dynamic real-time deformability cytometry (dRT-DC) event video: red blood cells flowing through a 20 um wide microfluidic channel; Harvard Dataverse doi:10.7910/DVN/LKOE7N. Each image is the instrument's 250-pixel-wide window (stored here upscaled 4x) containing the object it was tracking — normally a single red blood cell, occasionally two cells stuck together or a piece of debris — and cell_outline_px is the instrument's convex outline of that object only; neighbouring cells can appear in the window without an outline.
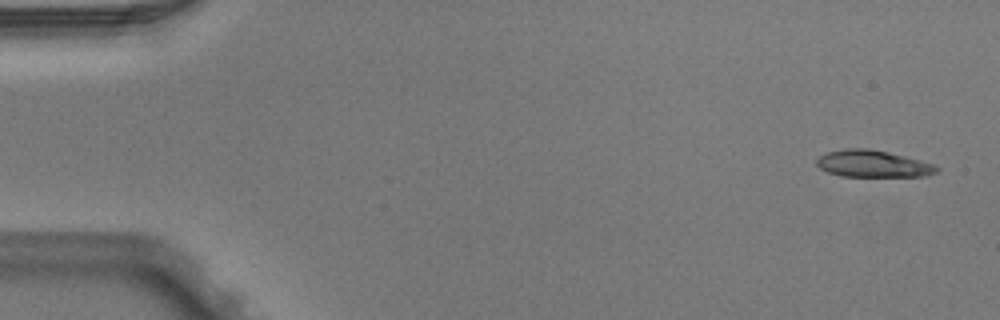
{"species": "Egyptian fruit bat (a non-hibernating species)", "species_latin": "Rousettus aegyptiacus", "temperature_condition": "warm", "stored_images_in_passage": 5, "camera_frame_rate_fps": 3000, "um_per_image_px": 0.085, "animal": {"sex": "male"}, "frame": {"image": 1, "passage_image": 1, "time_ms": 0.0, "image_size_px": [1000, 320], "cell_outline_px": [[940, 168], [936, 172], [924, 176], [840, 176], [828, 172], [820, 168], [816, 164], [816, 160], [820, 156], [828, 152], [844, 148], [868, 148], [888, 152], [936, 164]], "centroid_in_image_um": [74.2, 13.91], "position_along_channel_um": 10.8, "area_um2": 18.79}}